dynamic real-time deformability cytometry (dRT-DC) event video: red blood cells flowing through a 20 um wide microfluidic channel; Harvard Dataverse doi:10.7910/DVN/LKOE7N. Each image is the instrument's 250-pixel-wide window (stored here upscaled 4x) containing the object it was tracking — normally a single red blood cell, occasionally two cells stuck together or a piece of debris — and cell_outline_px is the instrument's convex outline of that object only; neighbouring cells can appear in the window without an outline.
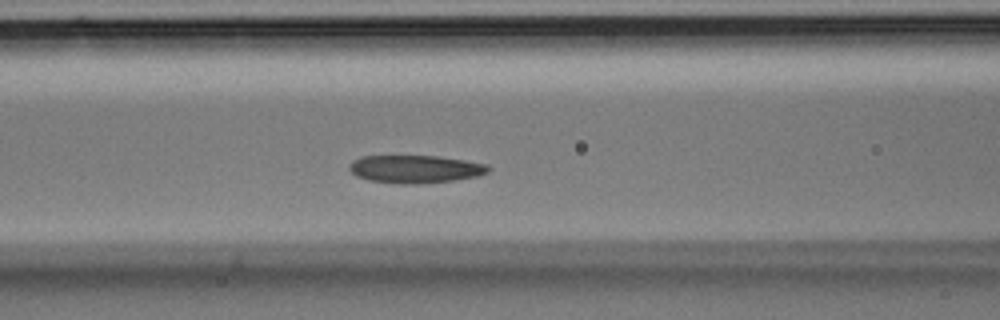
{"species": "Egyptian fruit bat (a non-hibernating species)", "species_latin": "Rousettus aegyptiacus", "temperature_condition": "room temperature", "stored_images_in_passage": 37, "camera_frame_rate_fps": 3000, "um_per_image_px": 0.085, "animal": {"sex": "male"}, "frame": {"image": 1, "passage_image": 15, "time_ms": 4.667, "image_size_px": [1000, 320], "cell_outline_px": [[492, 168], [488, 172], [476, 176], [452, 180], [420, 184], [400, 184], [368, 180], [356, 176], [348, 168], [348, 164], [352, 160], [360, 156], [436, 156], [464, 160], [488, 164]], "centroid_in_image_um": [35.26, 14.37], "position_along_channel_um": 131.3, "area_um2": 22.66}}
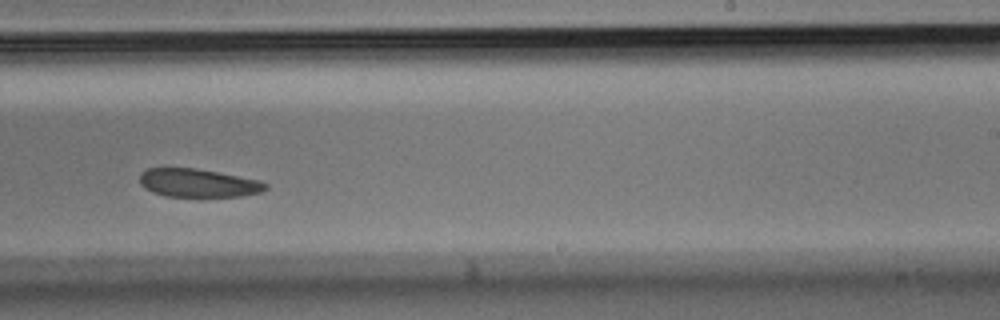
{"frame": {"image": 2, "passage_image": 23, "time_ms": 7.333, "image_size_px": [1000, 320], "cell_outline_px": [[268, 188], [260, 192], [240, 196], [164, 196], [152, 192], [140, 184], [140, 172], [148, 168], [196, 168], [260, 180], [268, 184]], "centroid_in_image_um": [16.83, 15.55], "position_along_channel_um": 272.2, "area_um2": 20.69}}
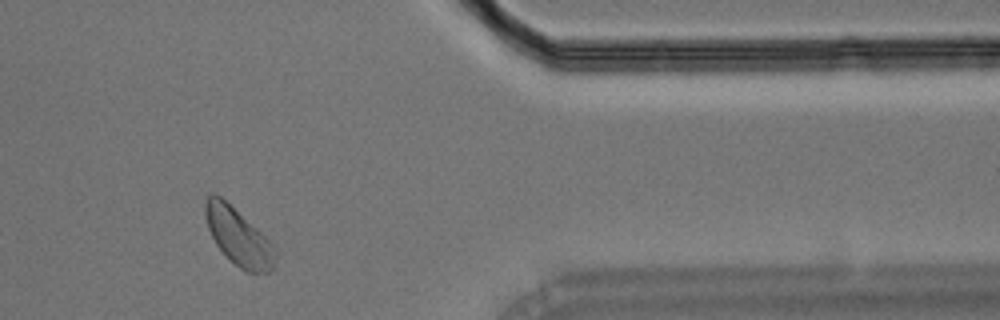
{"frame": {"image": 3, "passage_image": 31, "time_ms": 10.0, "image_size_px": [1000, 320], "cell_outline_px": [[276, 256], [272, 272], [248, 272], [240, 268], [216, 244], [208, 228], [204, 212], [204, 204], [208, 196], [212, 192], [216, 192], [256, 228], [272, 244], [276, 252]], "centroid_in_image_um": [20.25, 20.1], "position_along_channel_um": 391.2, "area_um2": 22.72}}